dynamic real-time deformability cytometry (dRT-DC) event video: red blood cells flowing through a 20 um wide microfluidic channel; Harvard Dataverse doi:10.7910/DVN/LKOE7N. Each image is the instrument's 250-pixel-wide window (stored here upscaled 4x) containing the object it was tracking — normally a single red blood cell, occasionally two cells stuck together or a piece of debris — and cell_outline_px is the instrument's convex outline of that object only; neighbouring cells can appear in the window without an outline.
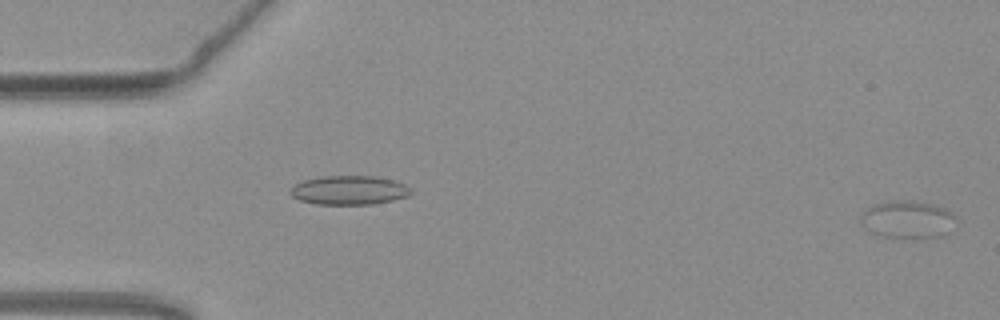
{"species": "common noctule bat (a hibernating species)", "species_latin": "Nyctalus noctula", "temperature_condition": "warm", "stored_images_in_passage": 54, "camera_frame_rate_fps": 3000, "um_per_image_px": 0.085, "animal": {"sex": "female", "body_mass_g": 19.3, "forearm_length_mm": 54.1}, "frame": {"image": 1, "passage_image": 1, "time_ms": 0.0, "image_size_px": [1000, 320], "cell_outline_px": [[956, 220], [948, 232], [940, 236], [880, 236], [872, 232], [860, 220], [860, 216], [872, 204], [884, 200], [912, 200], [932, 204], [948, 208], [956, 216]], "centroid_in_image_um": [77.16, 18.59], "position_along_channel_um": 7.8, "area_um2": 20.58}}
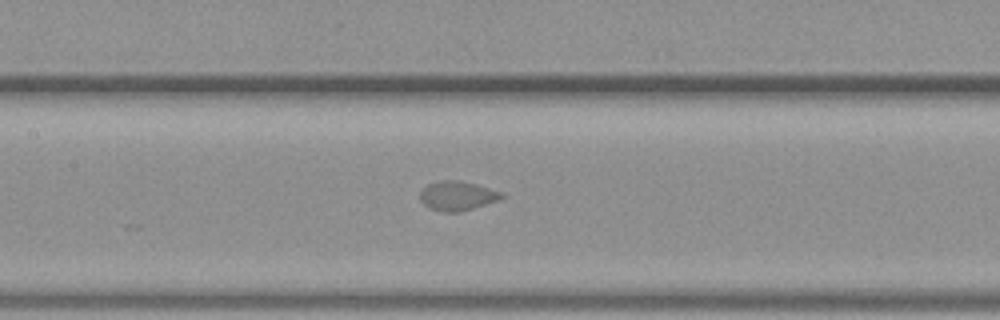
{"frame": {"image": 2, "passage_image": 25, "time_ms": 8.0, "image_size_px": [1000, 320], "cell_outline_px": [[504, 196], [500, 200], [460, 212], [440, 212], [428, 208], [420, 200], [420, 192], [428, 184], [440, 180], [456, 180], [476, 184], [504, 192]], "centroid_in_image_um": [38.88, 16.65], "position_along_channel_um": 168.5, "area_um2": 14.1}}
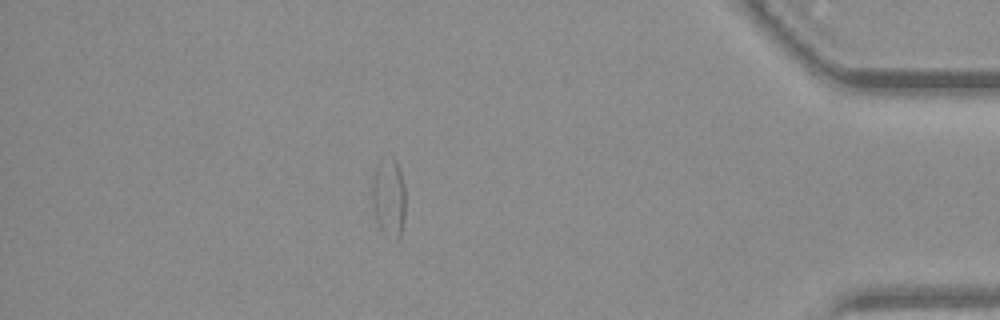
{"frame": {"image": 3, "passage_image": 47, "time_ms": 15.333, "image_size_px": [1000, 320], "cell_outline_px": [[404, 216], [400, 240], [396, 244], [380, 228], [376, 220], [372, 208], [372, 180], [376, 164], [392, 156], [396, 160], [404, 184]], "centroid_in_image_um": [33.04, 16.84], "position_along_channel_um": 402.2, "area_um2": 15.55}}